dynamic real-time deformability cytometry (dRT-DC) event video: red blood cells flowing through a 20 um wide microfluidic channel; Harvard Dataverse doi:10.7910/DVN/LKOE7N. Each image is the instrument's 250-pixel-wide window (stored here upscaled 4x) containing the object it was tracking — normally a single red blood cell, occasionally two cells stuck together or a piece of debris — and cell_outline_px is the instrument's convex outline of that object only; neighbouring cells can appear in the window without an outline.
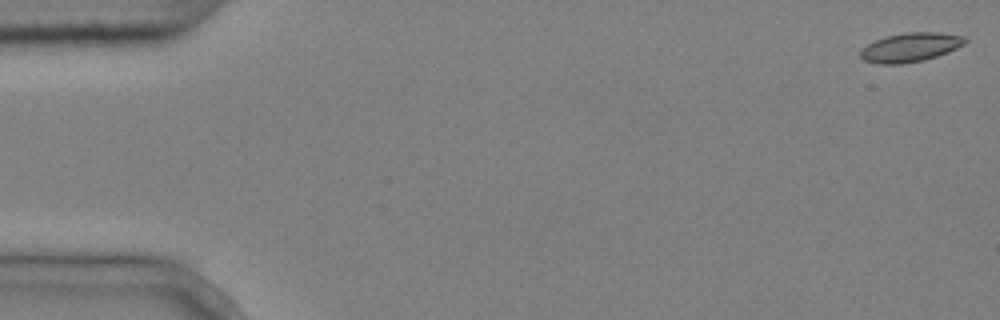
{"species": "common noctule bat (a hibernating species)", "species_latin": "Nyctalus noctula", "temperature_condition": "cold", "stored_images_in_passage": 6, "camera_frame_rate_fps": 3000, "um_per_image_px": 0.085, "animal": {"sex": "male", "body_mass_g": 20.4}, "frame": {"image": 1, "passage_image": 1, "time_ms": 0.0, "image_size_px": [1000, 320], "cell_outline_px": [[968, 40], [964, 44], [948, 52], [924, 60], [900, 64], [880, 64], [864, 60], [860, 56], [860, 48], [884, 36], [904, 32], [940, 32], [964, 36]], "centroid_in_image_um": [77.37, 4.01], "position_along_channel_um": 7.6, "area_um2": 17.8}}
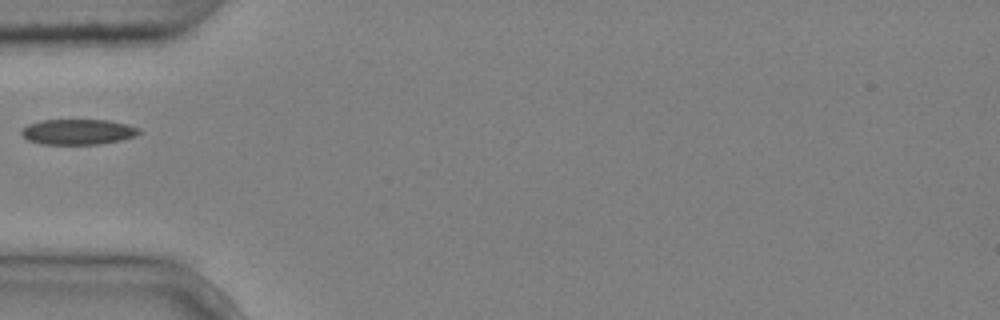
{"frame": {"image": 2, "passage_image": 5, "time_ms": 1.333, "image_size_px": [1000, 320], "cell_outline_px": [[140, 132], [136, 136], [120, 140], [100, 144], [40, 144], [28, 140], [20, 132], [28, 124], [40, 120], [108, 120], [128, 124], [140, 128]], "centroid_in_image_um": [6.65, 11.2], "position_along_channel_um": 78.4, "area_um2": 17.46}}